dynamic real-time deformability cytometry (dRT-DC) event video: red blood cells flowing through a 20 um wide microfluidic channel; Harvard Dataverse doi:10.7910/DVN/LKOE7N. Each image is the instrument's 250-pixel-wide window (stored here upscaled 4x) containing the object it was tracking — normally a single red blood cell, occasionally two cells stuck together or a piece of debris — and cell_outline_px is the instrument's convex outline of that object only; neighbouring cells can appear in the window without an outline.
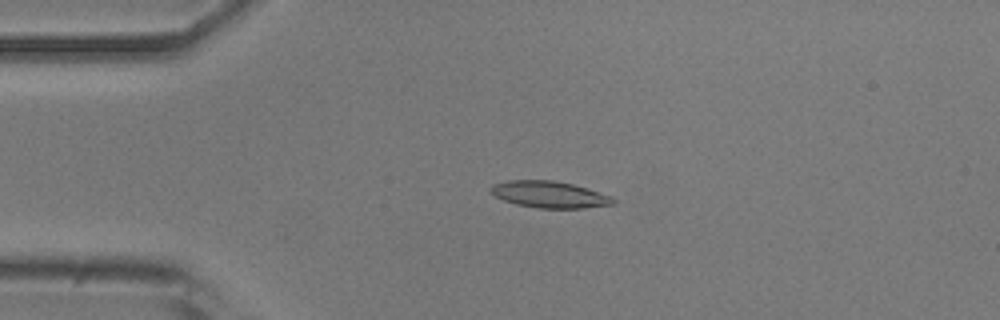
{"species": "common noctule bat (a hibernating species)", "species_latin": "Nyctalus noctula", "temperature_condition": "room temperature", "stored_images_in_passage": 52, "camera_frame_rate_fps": 3000, "um_per_image_px": 0.085, "animal": {"sex": "male", "body_mass_g": 20.5, "forearm_length_mm": 52.5}, "frame": {"image": 1, "passage_image": 11, "time_ms": 3.333, "image_size_px": [1000, 320], "cell_outline_px": [[616, 204], [584, 208], [536, 208], [516, 204], [504, 200], [496, 196], [492, 192], [492, 184], [508, 180], [552, 180], [572, 184], [588, 188], [612, 196], [616, 200]], "centroid_in_image_um": [46.76, 16.53], "position_along_channel_um": 38.2, "area_um2": 19.02}}
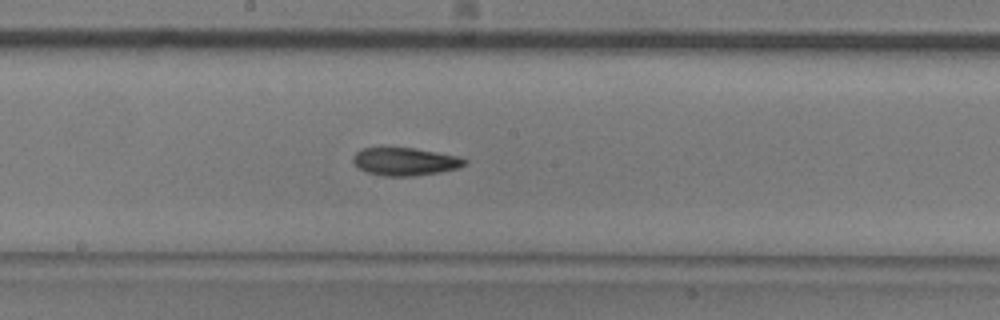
{"frame": {"image": 2, "passage_image": 27, "time_ms": 8.667, "image_size_px": [1000, 320], "cell_outline_px": [[468, 164], [460, 168], [440, 172], [416, 176], [384, 176], [368, 172], [356, 168], [352, 160], [352, 156], [356, 152], [364, 148], [412, 148], [436, 152], [456, 156], [468, 160]], "centroid_in_image_um": [34.43, 13.74], "position_along_channel_um": 213.8, "area_um2": 18.21}}
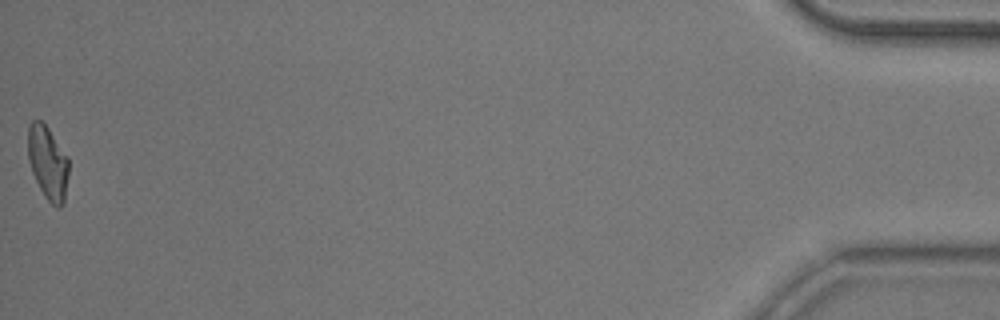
{"frame": {"image": 3, "passage_image": 52, "time_ms": 17.0, "image_size_px": [1000, 320], "cell_outline_px": [[68, 176], [64, 204], [60, 208], [56, 208], [44, 196], [32, 172], [28, 160], [28, 128], [32, 120], [40, 120], [48, 128], [68, 156]], "centroid_in_image_um": [4.07, 13.85], "position_along_channel_um": 431.1, "area_um2": 17.51}, "authors_computed_cell_mechanics": {"area_um2": 18.2648, "velocity_mm_per_s": 3.8182, "shape_relaxation_time_tau1_ms": 4.7406, "shape_relaxation_time_tau2_ms": 9.1116, "deformation_change_tau1": 0.1596, "deformation_change_tau2": 0.1351}}